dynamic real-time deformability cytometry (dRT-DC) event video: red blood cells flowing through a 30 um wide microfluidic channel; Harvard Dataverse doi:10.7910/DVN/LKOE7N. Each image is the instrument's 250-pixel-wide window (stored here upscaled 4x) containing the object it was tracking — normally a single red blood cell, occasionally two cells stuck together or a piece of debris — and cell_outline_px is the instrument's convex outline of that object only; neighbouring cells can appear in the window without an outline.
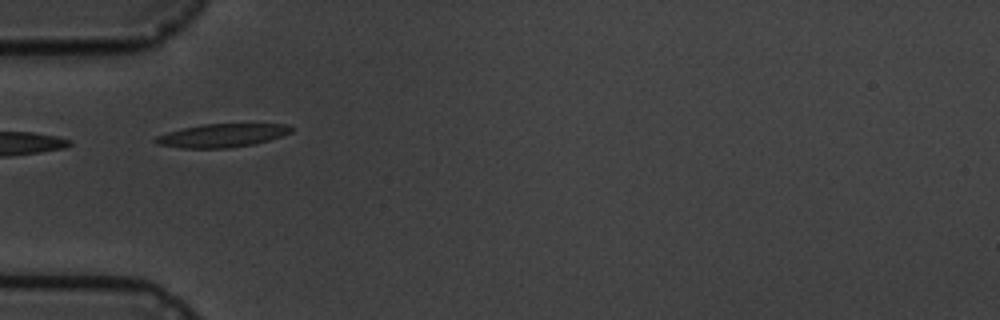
{"species": "common noctule bat (a hibernating species)", "species_latin": "Nyctalus noctula", "temperature_condition": "cold", "stored_images_in_passage": 4, "camera_frame_rate_fps": 3000, "um_per_image_px": 0.085, "animal": {"sex": "male", "body_mass_g": 19.5, "forearm_length_mm": 54.6}, "frame": {"image": 1, "passage_image": 3, "time_ms": 2.333, "image_size_px": [1000, 320], "cell_outline_px": [[292, 132], [268, 140], [252, 144], [228, 148], [180, 148], [156, 144], [152, 140], [156, 136], [168, 132], [200, 124], [288, 124], [292, 128]], "centroid_in_image_um": [18.82, 11.51], "position_along_channel_um": 66.2, "area_um2": 18.38}}